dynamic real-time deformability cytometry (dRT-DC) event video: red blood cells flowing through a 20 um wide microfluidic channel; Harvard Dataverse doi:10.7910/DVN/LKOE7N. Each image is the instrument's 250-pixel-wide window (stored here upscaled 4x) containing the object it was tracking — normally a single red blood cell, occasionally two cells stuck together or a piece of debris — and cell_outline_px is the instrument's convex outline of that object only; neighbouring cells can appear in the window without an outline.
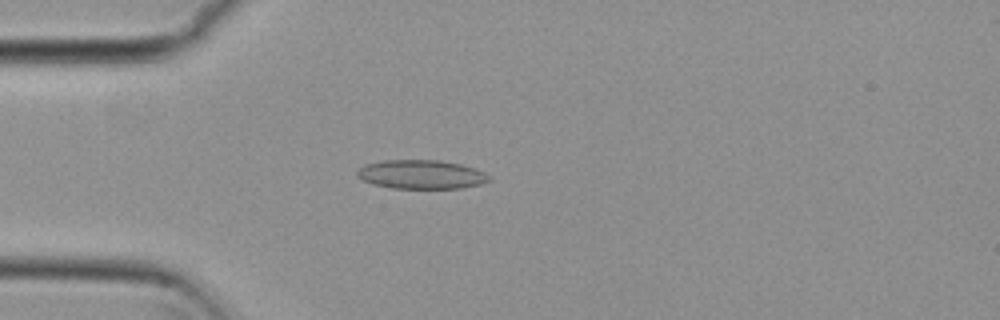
{"species": "common noctule bat (a hibernating species)", "species_latin": "Nyctalus noctula", "temperature_condition": "cold", "stored_images_in_passage": 54, "camera_frame_rate_fps": 3000, "um_per_image_px": 0.085, "animal": {"sex": "female", "body_mass_g": 29.2, "forearm_length_mm": 56.3}, "frame": {"image": 1, "passage_image": 15, "time_ms": 4.667, "image_size_px": [1000, 320], "cell_outline_px": [[492, 180], [480, 184], [460, 188], [392, 188], [372, 184], [356, 176], [356, 172], [364, 164], [384, 160], [440, 160], [460, 164], [476, 168], [492, 176]], "centroid_in_image_um": [35.83, 14.82], "position_along_channel_um": 49.2, "area_um2": 22.37}}
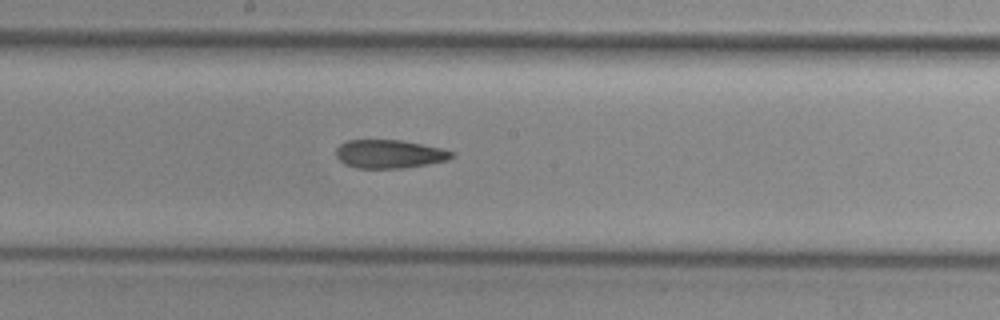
{"frame": {"image": 2, "passage_image": 29, "time_ms": 9.333, "image_size_px": [1000, 320], "cell_outline_px": [[456, 156], [448, 160], [404, 168], [356, 168], [344, 164], [336, 156], [336, 148], [340, 144], [348, 140], [400, 140], [440, 148], [456, 152]], "centroid_in_image_um": [33.1, 13.09], "position_along_channel_um": 215.1, "area_um2": 19.19}}
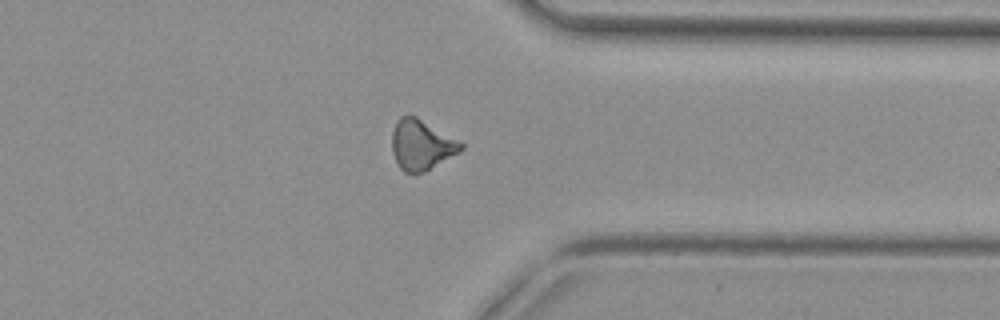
{"frame": {"image": 3, "passage_image": 42, "time_ms": 13.667, "image_size_px": [1000, 320], "cell_outline_px": [[464, 148], [460, 152], [424, 172], [404, 172], [400, 168], [392, 152], [392, 132], [396, 120], [400, 116], [416, 116], [460, 140], [464, 144]], "centroid_in_image_um": [35.84, 12.3], "position_along_channel_um": 375.6, "area_um2": 20.23}, "authors_computed_cell_mechanics": {"area_um2": 20.1722, "velocity_mm_per_s": 3.8139, "shape_relaxation_time_tau1_ms": null, "shape_relaxation_time_tau2_ms": 9.2544, "deformation_change_tau1": null, "deformation_change_tau2": 0.2027}}